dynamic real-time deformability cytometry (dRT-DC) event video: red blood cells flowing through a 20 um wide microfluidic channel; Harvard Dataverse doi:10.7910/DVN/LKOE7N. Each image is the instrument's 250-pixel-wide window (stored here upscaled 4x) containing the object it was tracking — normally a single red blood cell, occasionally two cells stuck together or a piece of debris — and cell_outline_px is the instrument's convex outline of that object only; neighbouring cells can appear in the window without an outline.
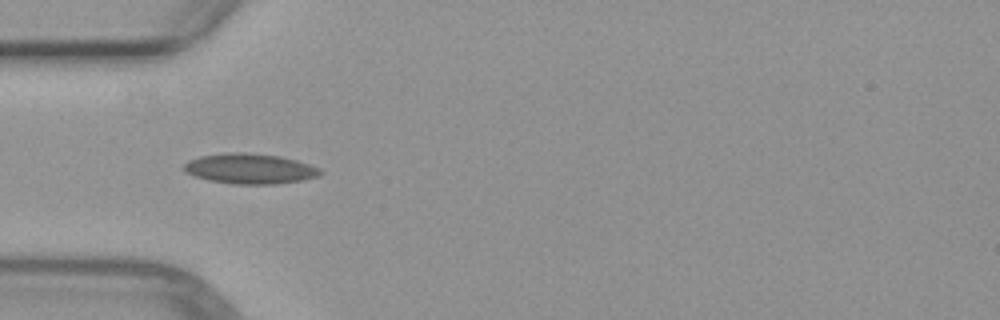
{"species": "common noctule bat (a hibernating species)", "species_latin": "Nyctalus noctula", "temperature_condition": "warm", "stored_images_in_passage": 4, "camera_frame_rate_fps": 3000, "um_per_image_px": 0.085, "animal": {"sex": "female", "body_mass_g": 29.2, "forearm_length_mm": 56.3}, "frame": {"image": 1, "passage_image": 2, "time_ms": 1.333, "image_size_px": [1000, 320], "cell_outline_px": [[324, 172], [320, 176], [304, 180], [276, 184], [232, 184], [208, 180], [184, 172], [180, 168], [188, 160], [200, 156], [228, 152], [244, 152], [280, 156], [296, 160], [320, 168]], "centroid_in_image_um": [21.24, 14.34], "position_along_channel_um": 63.8, "area_um2": 24.33}}
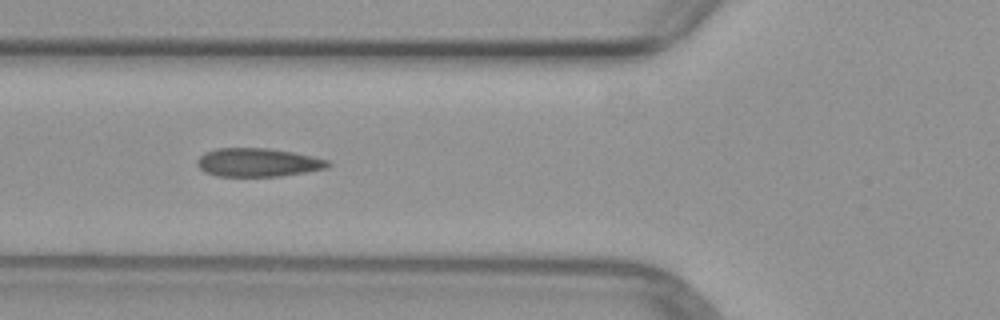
{"frame": {"image": 2, "passage_image": 3, "time_ms": 2.333, "image_size_px": [1000, 320], "cell_outline_px": [[332, 164], [328, 168], [280, 176], [216, 176], [204, 172], [196, 164], [196, 160], [204, 152], [216, 148], [268, 148], [292, 152], [312, 156], [328, 160]], "centroid_in_image_um": [21.9, 13.8], "position_along_channel_um": 103.9, "area_um2": 21.79}}
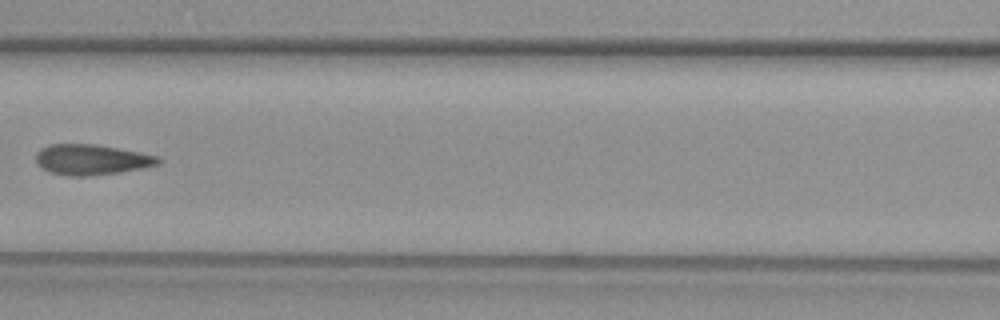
{"frame": {"image": 3, "passage_image": 4, "time_ms": 3.667, "image_size_px": [1000, 320], "cell_outline_px": [[164, 160], [160, 164], [120, 172], [88, 176], [68, 176], [52, 172], [36, 164], [36, 152], [40, 148], [48, 144], [96, 144], [140, 152], [160, 156]], "centroid_in_image_um": [7.8, 13.56], "position_along_channel_um": 158.8, "area_um2": 21.85}}